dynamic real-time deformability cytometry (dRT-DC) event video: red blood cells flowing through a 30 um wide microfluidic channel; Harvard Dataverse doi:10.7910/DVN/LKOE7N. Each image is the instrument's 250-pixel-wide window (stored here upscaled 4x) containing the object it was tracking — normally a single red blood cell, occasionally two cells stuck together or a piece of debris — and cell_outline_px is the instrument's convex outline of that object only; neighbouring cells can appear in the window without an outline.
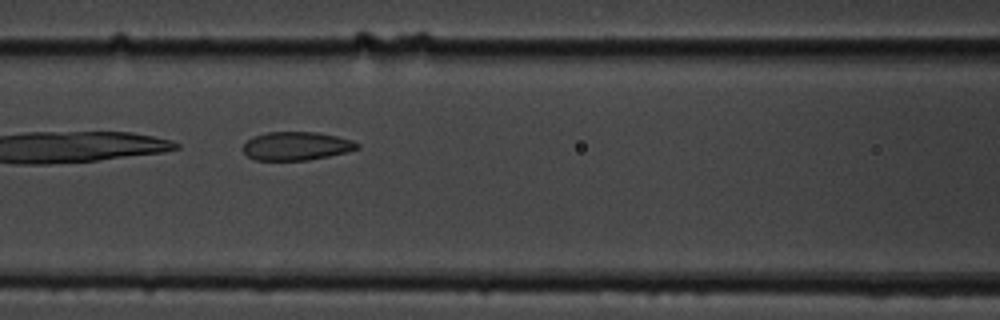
{"species": "common noctule bat (a hibernating species)", "species_latin": "Nyctalus noctula", "temperature_condition": "cold", "stored_images_in_passage": 8, "camera_frame_rate_fps": 3000, "um_per_image_px": 0.085, "animal": {"sex": "male", "body_mass_g": 19.5, "forearm_length_mm": 54.6}, "frame": {"image": 1, "passage_image": 6, "time_ms": 5.667, "image_size_px": [1000, 320], "cell_outline_px": [[360, 148], [328, 156], [308, 160], [256, 160], [248, 156], [244, 152], [244, 144], [252, 136], [268, 132], [316, 132], [336, 136], [352, 140], [360, 144]], "centroid_in_image_um": [25.19, 12.4], "position_along_channel_um": 141.4, "area_um2": 18.79}}
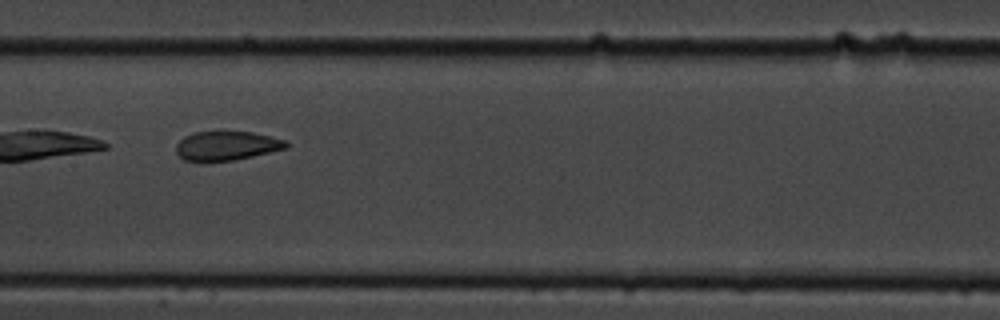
{"frame": {"image": 2, "passage_image": 7, "time_ms": 7.0, "image_size_px": [1000, 320], "cell_outline_px": [[288, 148], [252, 156], [232, 160], [204, 164], [184, 160], [176, 152], [176, 144], [184, 136], [196, 132], [220, 128], [252, 132], [284, 140], [288, 144]], "centroid_in_image_um": [19.19, 12.37], "position_along_channel_um": 188.2, "area_um2": 19.71}}
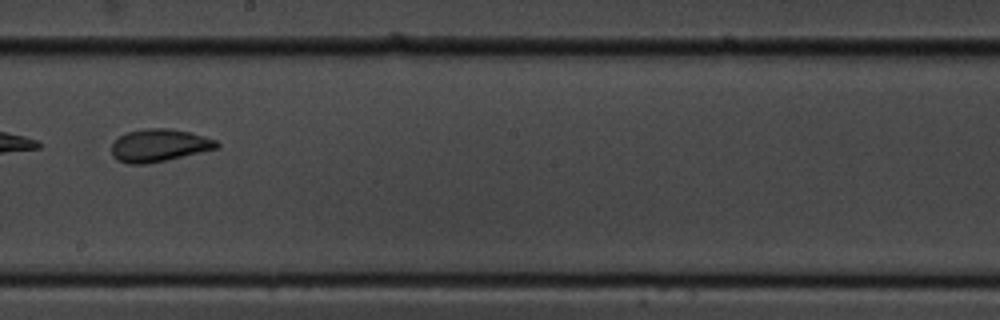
{"frame": {"image": 3, "passage_image": 8, "time_ms": 8.333, "image_size_px": [1000, 320], "cell_outline_px": [[220, 148], [168, 160], [148, 164], [128, 164], [116, 160], [112, 156], [112, 144], [120, 136], [128, 132], [144, 128], [168, 128], [188, 132], [204, 136], [216, 140], [220, 144]], "centroid_in_image_um": [13.54, 12.37], "position_along_channel_um": 234.7, "area_um2": 20.17}}